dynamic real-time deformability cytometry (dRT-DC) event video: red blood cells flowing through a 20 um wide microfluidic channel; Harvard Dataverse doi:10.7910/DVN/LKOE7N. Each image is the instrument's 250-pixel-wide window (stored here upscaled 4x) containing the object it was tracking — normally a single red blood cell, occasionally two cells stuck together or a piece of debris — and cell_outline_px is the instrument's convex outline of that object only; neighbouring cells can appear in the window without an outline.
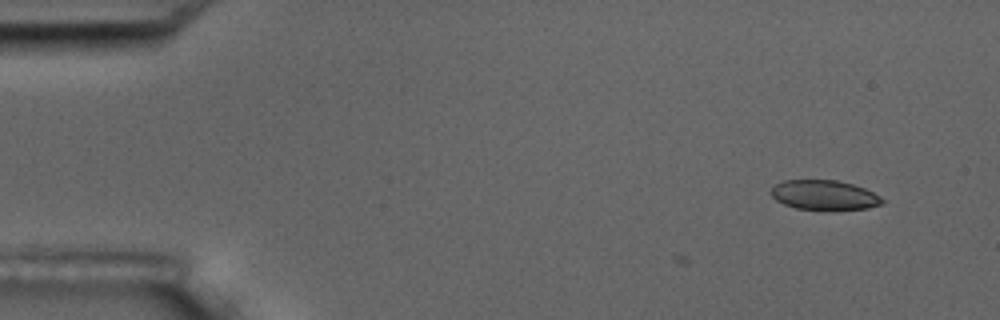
{"species": "common noctule bat (a hibernating species)", "species_latin": "Nyctalus noctula", "temperature_condition": "room temperature", "stored_images_in_passage": 11, "camera_frame_rate_fps": 3000, "um_per_image_px": 0.085, "animal": {"sex": "male", "body_mass_g": 17.5, "forearm_length_mm": 52.3}, "frame": {"image": 1, "passage_image": 1, "time_ms": 0.0, "image_size_px": [1000, 320], "cell_outline_px": [[884, 204], [868, 208], [832, 212], [796, 208], [784, 204], [776, 200], [768, 192], [776, 184], [784, 180], [836, 180], [852, 184], [864, 188], [880, 196], [884, 200]], "centroid_in_image_um": [70.08, 16.62], "position_along_channel_um": 14.9, "area_um2": 19.83}}
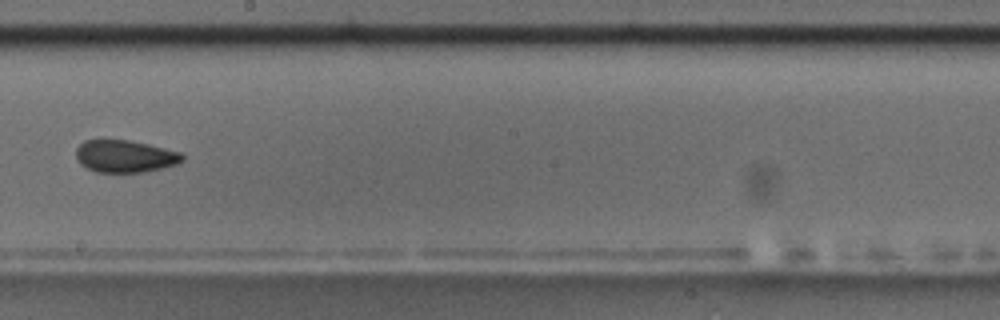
{"frame": {"image": 2, "passage_image": 9, "time_ms": 9.333, "image_size_px": [1000, 320], "cell_outline_px": [[184, 160], [180, 164], [144, 172], [96, 172], [80, 164], [76, 156], [76, 148], [84, 140], [128, 140], [148, 144], [180, 152], [184, 156]], "centroid_in_image_um": [10.64, 13.29], "position_along_channel_um": 237.6, "area_um2": 20.06}}
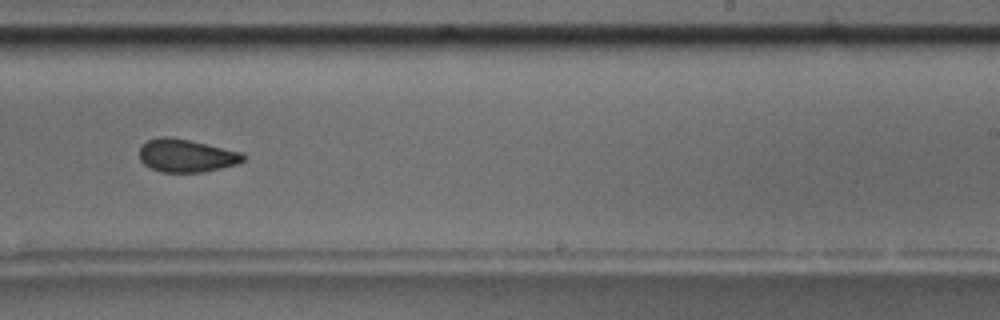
{"frame": {"image": 3, "passage_image": 10, "time_ms": 10.333, "image_size_px": [1000, 320], "cell_outline_px": [[244, 160], [240, 164], [204, 172], [160, 172], [144, 164], [140, 160], [140, 148], [148, 140], [160, 136], [168, 136], [192, 140], [240, 152], [244, 156]], "centroid_in_image_um": [15.85, 13.23], "position_along_channel_um": 273.2, "area_um2": 20.0}}